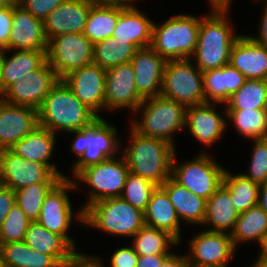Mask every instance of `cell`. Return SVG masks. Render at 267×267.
<instances>
[{
  "instance_id": "9a60e30c",
  "label": "cell",
  "mask_w": 267,
  "mask_h": 267,
  "mask_svg": "<svg viewBox=\"0 0 267 267\" xmlns=\"http://www.w3.org/2000/svg\"><path fill=\"white\" fill-rule=\"evenodd\" d=\"M58 80L53 68L46 61L40 68L25 74L8 86L4 90L2 100L38 109Z\"/></svg>"
},
{
  "instance_id": "6da1fadb",
  "label": "cell",
  "mask_w": 267,
  "mask_h": 267,
  "mask_svg": "<svg viewBox=\"0 0 267 267\" xmlns=\"http://www.w3.org/2000/svg\"><path fill=\"white\" fill-rule=\"evenodd\" d=\"M210 11L201 17L194 58H190L202 72L228 65L231 47L240 36L229 18L230 10Z\"/></svg>"
},
{
  "instance_id": "7a4b0ae2",
  "label": "cell",
  "mask_w": 267,
  "mask_h": 267,
  "mask_svg": "<svg viewBox=\"0 0 267 267\" xmlns=\"http://www.w3.org/2000/svg\"><path fill=\"white\" fill-rule=\"evenodd\" d=\"M129 145L121 149L130 173L161 186L172 174L176 147L167 141L143 136L130 125Z\"/></svg>"
},
{
  "instance_id": "bcb514c9",
  "label": "cell",
  "mask_w": 267,
  "mask_h": 267,
  "mask_svg": "<svg viewBox=\"0 0 267 267\" xmlns=\"http://www.w3.org/2000/svg\"><path fill=\"white\" fill-rule=\"evenodd\" d=\"M245 80L244 75L230 64L224 66L225 103L243 86Z\"/></svg>"
},
{
  "instance_id": "d6986e66",
  "label": "cell",
  "mask_w": 267,
  "mask_h": 267,
  "mask_svg": "<svg viewBox=\"0 0 267 267\" xmlns=\"http://www.w3.org/2000/svg\"><path fill=\"white\" fill-rule=\"evenodd\" d=\"M38 126V109L0 100V151L11 149Z\"/></svg>"
},
{
  "instance_id": "836d02e7",
  "label": "cell",
  "mask_w": 267,
  "mask_h": 267,
  "mask_svg": "<svg viewBox=\"0 0 267 267\" xmlns=\"http://www.w3.org/2000/svg\"><path fill=\"white\" fill-rule=\"evenodd\" d=\"M137 50L133 43L117 40L112 36L94 45L93 63L108 70L120 64L130 63Z\"/></svg>"
},
{
  "instance_id": "484cf974",
  "label": "cell",
  "mask_w": 267,
  "mask_h": 267,
  "mask_svg": "<svg viewBox=\"0 0 267 267\" xmlns=\"http://www.w3.org/2000/svg\"><path fill=\"white\" fill-rule=\"evenodd\" d=\"M144 222L146 226L168 232L182 243V223L167 193L160 186L151 195L144 212Z\"/></svg>"
},
{
  "instance_id": "7bdbcfd3",
  "label": "cell",
  "mask_w": 267,
  "mask_h": 267,
  "mask_svg": "<svg viewBox=\"0 0 267 267\" xmlns=\"http://www.w3.org/2000/svg\"><path fill=\"white\" fill-rule=\"evenodd\" d=\"M205 102L225 104L224 66L203 72Z\"/></svg>"
},
{
  "instance_id": "cb8c5ba5",
  "label": "cell",
  "mask_w": 267,
  "mask_h": 267,
  "mask_svg": "<svg viewBox=\"0 0 267 267\" xmlns=\"http://www.w3.org/2000/svg\"><path fill=\"white\" fill-rule=\"evenodd\" d=\"M153 22L137 5L119 3V19L112 36L129 41L138 49L150 47Z\"/></svg>"
},
{
  "instance_id": "ac0fdd59",
  "label": "cell",
  "mask_w": 267,
  "mask_h": 267,
  "mask_svg": "<svg viewBox=\"0 0 267 267\" xmlns=\"http://www.w3.org/2000/svg\"><path fill=\"white\" fill-rule=\"evenodd\" d=\"M62 80L83 104L102 117V110H105V69L93 63L69 73Z\"/></svg>"
},
{
  "instance_id": "2e32d148",
  "label": "cell",
  "mask_w": 267,
  "mask_h": 267,
  "mask_svg": "<svg viewBox=\"0 0 267 267\" xmlns=\"http://www.w3.org/2000/svg\"><path fill=\"white\" fill-rule=\"evenodd\" d=\"M143 100L136 89L131 63L120 64L106 70L104 112L127 108L134 113Z\"/></svg>"
},
{
  "instance_id": "91938a15",
  "label": "cell",
  "mask_w": 267,
  "mask_h": 267,
  "mask_svg": "<svg viewBox=\"0 0 267 267\" xmlns=\"http://www.w3.org/2000/svg\"><path fill=\"white\" fill-rule=\"evenodd\" d=\"M134 2H136V0H116V3H121L125 5H135L136 3Z\"/></svg>"
},
{
  "instance_id": "44dd1931",
  "label": "cell",
  "mask_w": 267,
  "mask_h": 267,
  "mask_svg": "<svg viewBox=\"0 0 267 267\" xmlns=\"http://www.w3.org/2000/svg\"><path fill=\"white\" fill-rule=\"evenodd\" d=\"M94 4L90 0H65L43 20L47 40L58 35L83 33Z\"/></svg>"
},
{
  "instance_id": "83f0119b",
  "label": "cell",
  "mask_w": 267,
  "mask_h": 267,
  "mask_svg": "<svg viewBox=\"0 0 267 267\" xmlns=\"http://www.w3.org/2000/svg\"><path fill=\"white\" fill-rule=\"evenodd\" d=\"M0 51L1 84L5 90L25 74L40 68L46 61L47 51L37 50ZM11 53V56L8 54ZM9 56V57H8Z\"/></svg>"
},
{
  "instance_id": "f5cc1de1",
  "label": "cell",
  "mask_w": 267,
  "mask_h": 267,
  "mask_svg": "<svg viewBox=\"0 0 267 267\" xmlns=\"http://www.w3.org/2000/svg\"><path fill=\"white\" fill-rule=\"evenodd\" d=\"M160 267H190L186 254L171 253Z\"/></svg>"
},
{
  "instance_id": "f546056e",
  "label": "cell",
  "mask_w": 267,
  "mask_h": 267,
  "mask_svg": "<svg viewBox=\"0 0 267 267\" xmlns=\"http://www.w3.org/2000/svg\"><path fill=\"white\" fill-rule=\"evenodd\" d=\"M23 241L37 252L52 255L60 264L68 262L75 250L61 235L50 232L37 221L29 224Z\"/></svg>"
},
{
  "instance_id": "e575fe53",
  "label": "cell",
  "mask_w": 267,
  "mask_h": 267,
  "mask_svg": "<svg viewBox=\"0 0 267 267\" xmlns=\"http://www.w3.org/2000/svg\"><path fill=\"white\" fill-rule=\"evenodd\" d=\"M222 185L229 191L235 209L241 213L258 204L260 185L242 173L225 170Z\"/></svg>"
},
{
  "instance_id": "e7e4bbea",
  "label": "cell",
  "mask_w": 267,
  "mask_h": 267,
  "mask_svg": "<svg viewBox=\"0 0 267 267\" xmlns=\"http://www.w3.org/2000/svg\"><path fill=\"white\" fill-rule=\"evenodd\" d=\"M0 267H7L0 258Z\"/></svg>"
},
{
  "instance_id": "60d3db41",
  "label": "cell",
  "mask_w": 267,
  "mask_h": 267,
  "mask_svg": "<svg viewBox=\"0 0 267 267\" xmlns=\"http://www.w3.org/2000/svg\"><path fill=\"white\" fill-rule=\"evenodd\" d=\"M31 222L20 206L15 203L0 225V245L22 242Z\"/></svg>"
},
{
  "instance_id": "4fadbf2b",
  "label": "cell",
  "mask_w": 267,
  "mask_h": 267,
  "mask_svg": "<svg viewBox=\"0 0 267 267\" xmlns=\"http://www.w3.org/2000/svg\"><path fill=\"white\" fill-rule=\"evenodd\" d=\"M66 174H55L46 164L27 161L11 149L0 151V184L14 192L37 183H58Z\"/></svg>"
},
{
  "instance_id": "11a10c76",
  "label": "cell",
  "mask_w": 267,
  "mask_h": 267,
  "mask_svg": "<svg viewBox=\"0 0 267 267\" xmlns=\"http://www.w3.org/2000/svg\"><path fill=\"white\" fill-rule=\"evenodd\" d=\"M258 205L267 213V181L260 184Z\"/></svg>"
},
{
  "instance_id": "6f0895ef",
  "label": "cell",
  "mask_w": 267,
  "mask_h": 267,
  "mask_svg": "<svg viewBox=\"0 0 267 267\" xmlns=\"http://www.w3.org/2000/svg\"><path fill=\"white\" fill-rule=\"evenodd\" d=\"M21 5V0H0V6L16 7Z\"/></svg>"
},
{
  "instance_id": "f1b7e54d",
  "label": "cell",
  "mask_w": 267,
  "mask_h": 267,
  "mask_svg": "<svg viewBox=\"0 0 267 267\" xmlns=\"http://www.w3.org/2000/svg\"><path fill=\"white\" fill-rule=\"evenodd\" d=\"M238 216L229 191L221 185L206 201V216L202 226H207L206 230L212 232L231 234Z\"/></svg>"
},
{
  "instance_id": "e0dca14e",
  "label": "cell",
  "mask_w": 267,
  "mask_h": 267,
  "mask_svg": "<svg viewBox=\"0 0 267 267\" xmlns=\"http://www.w3.org/2000/svg\"><path fill=\"white\" fill-rule=\"evenodd\" d=\"M218 103L205 102L199 105L187 106L186 110V125L188 131L193 139L203 144L204 147H212L218 142L227 126V112L226 107L224 112L220 114L216 109ZM225 114V115H224Z\"/></svg>"
},
{
  "instance_id": "94428289",
  "label": "cell",
  "mask_w": 267,
  "mask_h": 267,
  "mask_svg": "<svg viewBox=\"0 0 267 267\" xmlns=\"http://www.w3.org/2000/svg\"><path fill=\"white\" fill-rule=\"evenodd\" d=\"M94 3H116V0H90Z\"/></svg>"
},
{
  "instance_id": "4dcf8cb0",
  "label": "cell",
  "mask_w": 267,
  "mask_h": 267,
  "mask_svg": "<svg viewBox=\"0 0 267 267\" xmlns=\"http://www.w3.org/2000/svg\"><path fill=\"white\" fill-rule=\"evenodd\" d=\"M230 235L237 250L241 243L255 241L260 246L267 236V213L258 204L239 213Z\"/></svg>"
},
{
  "instance_id": "d4e9b609",
  "label": "cell",
  "mask_w": 267,
  "mask_h": 267,
  "mask_svg": "<svg viewBox=\"0 0 267 267\" xmlns=\"http://www.w3.org/2000/svg\"><path fill=\"white\" fill-rule=\"evenodd\" d=\"M168 195L181 223L202 226L206 216V200L190 192L170 176L161 186Z\"/></svg>"
},
{
  "instance_id": "d590c367",
  "label": "cell",
  "mask_w": 267,
  "mask_h": 267,
  "mask_svg": "<svg viewBox=\"0 0 267 267\" xmlns=\"http://www.w3.org/2000/svg\"><path fill=\"white\" fill-rule=\"evenodd\" d=\"M227 124L234 125L243 138H267V109L226 110Z\"/></svg>"
},
{
  "instance_id": "7402d4cb",
  "label": "cell",
  "mask_w": 267,
  "mask_h": 267,
  "mask_svg": "<svg viewBox=\"0 0 267 267\" xmlns=\"http://www.w3.org/2000/svg\"><path fill=\"white\" fill-rule=\"evenodd\" d=\"M229 64L246 80H267V47L249 35H241L233 43Z\"/></svg>"
},
{
  "instance_id": "74e56055",
  "label": "cell",
  "mask_w": 267,
  "mask_h": 267,
  "mask_svg": "<svg viewBox=\"0 0 267 267\" xmlns=\"http://www.w3.org/2000/svg\"><path fill=\"white\" fill-rule=\"evenodd\" d=\"M224 105L226 110L267 109V80H245Z\"/></svg>"
},
{
  "instance_id": "816d5d0a",
  "label": "cell",
  "mask_w": 267,
  "mask_h": 267,
  "mask_svg": "<svg viewBox=\"0 0 267 267\" xmlns=\"http://www.w3.org/2000/svg\"><path fill=\"white\" fill-rule=\"evenodd\" d=\"M170 254L138 255L136 267H160Z\"/></svg>"
},
{
  "instance_id": "be15d7a7",
  "label": "cell",
  "mask_w": 267,
  "mask_h": 267,
  "mask_svg": "<svg viewBox=\"0 0 267 267\" xmlns=\"http://www.w3.org/2000/svg\"><path fill=\"white\" fill-rule=\"evenodd\" d=\"M58 267H74L69 261L61 263Z\"/></svg>"
},
{
  "instance_id": "ba28073f",
  "label": "cell",
  "mask_w": 267,
  "mask_h": 267,
  "mask_svg": "<svg viewBox=\"0 0 267 267\" xmlns=\"http://www.w3.org/2000/svg\"><path fill=\"white\" fill-rule=\"evenodd\" d=\"M128 174L127 161L121 153L119 157L108 158L101 163L82 169L74 178L71 175L65 178L72 179L76 189L80 191L81 182L90 189L86 202L81 207L84 210L97 201L120 197Z\"/></svg>"
},
{
  "instance_id": "8fae6325",
  "label": "cell",
  "mask_w": 267,
  "mask_h": 267,
  "mask_svg": "<svg viewBox=\"0 0 267 267\" xmlns=\"http://www.w3.org/2000/svg\"><path fill=\"white\" fill-rule=\"evenodd\" d=\"M203 72L189 59L168 60L161 96L185 106L205 103Z\"/></svg>"
},
{
  "instance_id": "5b68a950",
  "label": "cell",
  "mask_w": 267,
  "mask_h": 267,
  "mask_svg": "<svg viewBox=\"0 0 267 267\" xmlns=\"http://www.w3.org/2000/svg\"><path fill=\"white\" fill-rule=\"evenodd\" d=\"M117 129L116 125L99 117L85 129L67 132V135L72 133L74 136L70 148L72 153L76 154L74 156H77V161L70 166L73 178L82 169L121 154L122 144L120 136H117Z\"/></svg>"
},
{
  "instance_id": "ee69618b",
  "label": "cell",
  "mask_w": 267,
  "mask_h": 267,
  "mask_svg": "<svg viewBox=\"0 0 267 267\" xmlns=\"http://www.w3.org/2000/svg\"><path fill=\"white\" fill-rule=\"evenodd\" d=\"M65 0H21V5L26 11L42 21L52 13Z\"/></svg>"
},
{
  "instance_id": "277c9868",
  "label": "cell",
  "mask_w": 267,
  "mask_h": 267,
  "mask_svg": "<svg viewBox=\"0 0 267 267\" xmlns=\"http://www.w3.org/2000/svg\"><path fill=\"white\" fill-rule=\"evenodd\" d=\"M186 110L184 104L161 95L147 98L131 113L135 116L131 117L129 125L143 136L161 139L176 147L174 135L178 131L184 132Z\"/></svg>"
},
{
  "instance_id": "b9f144b4",
  "label": "cell",
  "mask_w": 267,
  "mask_h": 267,
  "mask_svg": "<svg viewBox=\"0 0 267 267\" xmlns=\"http://www.w3.org/2000/svg\"><path fill=\"white\" fill-rule=\"evenodd\" d=\"M248 170L241 172L246 178L259 185L267 181V138L252 139Z\"/></svg>"
},
{
  "instance_id": "f907efd6",
  "label": "cell",
  "mask_w": 267,
  "mask_h": 267,
  "mask_svg": "<svg viewBox=\"0 0 267 267\" xmlns=\"http://www.w3.org/2000/svg\"><path fill=\"white\" fill-rule=\"evenodd\" d=\"M265 2L264 7L262 8V14L259 18L258 26V36H251L257 43L267 47V0H262Z\"/></svg>"
},
{
  "instance_id": "9c48e42d",
  "label": "cell",
  "mask_w": 267,
  "mask_h": 267,
  "mask_svg": "<svg viewBox=\"0 0 267 267\" xmlns=\"http://www.w3.org/2000/svg\"><path fill=\"white\" fill-rule=\"evenodd\" d=\"M225 170L220 162L202 149L191 160L180 163L175 152L171 176L190 192L207 201L222 185Z\"/></svg>"
},
{
  "instance_id": "4316f807",
  "label": "cell",
  "mask_w": 267,
  "mask_h": 267,
  "mask_svg": "<svg viewBox=\"0 0 267 267\" xmlns=\"http://www.w3.org/2000/svg\"><path fill=\"white\" fill-rule=\"evenodd\" d=\"M57 137V134L49 129L38 126L30 134L19 140L11 150L27 161L33 160L46 164L55 174H63L50 161L58 141Z\"/></svg>"
},
{
  "instance_id": "d6a6232c",
  "label": "cell",
  "mask_w": 267,
  "mask_h": 267,
  "mask_svg": "<svg viewBox=\"0 0 267 267\" xmlns=\"http://www.w3.org/2000/svg\"><path fill=\"white\" fill-rule=\"evenodd\" d=\"M0 258L7 267H58L60 265L52 255L37 252L24 241L1 244Z\"/></svg>"
},
{
  "instance_id": "3957f363",
  "label": "cell",
  "mask_w": 267,
  "mask_h": 267,
  "mask_svg": "<svg viewBox=\"0 0 267 267\" xmlns=\"http://www.w3.org/2000/svg\"><path fill=\"white\" fill-rule=\"evenodd\" d=\"M99 116L83 104L63 80L51 88L38 108L39 126L58 134L85 129Z\"/></svg>"
},
{
  "instance_id": "603a6c76",
  "label": "cell",
  "mask_w": 267,
  "mask_h": 267,
  "mask_svg": "<svg viewBox=\"0 0 267 267\" xmlns=\"http://www.w3.org/2000/svg\"><path fill=\"white\" fill-rule=\"evenodd\" d=\"M48 40L43 21L34 17L22 6L13 7L12 28L5 50L47 51Z\"/></svg>"
},
{
  "instance_id": "5bb4252c",
  "label": "cell",
  "mask_w": 267,
  "mask_h": 267,
  "mask_svg": "<svg viewBox=\"0 0 267 267\" xmlns=\"http://www.w3.org/2000/svg\"><path fill=\"white\" fill-rule=\"evenodd\" d=\"M188 242L186 256L190 267H229L237 252L228 233L205 229L193 234Z\"/></svg>"
},
{
  "instance_id": "8992f818",
  "label": "cell",
  "mask_w": 267,
  "mask_h": 267,
  "mask_svg": "<svg viewBox=\"0 0 267 267\" xmlns=\"http://www.w3.org/2000/svg\"><path fill=\"white\" fill-rule=\"evenodd\" d=\"M201 17L171 15L163 23L153 22L151 48L168 60L189 59L195 52Z\"/></svg>"
},
{
  "instance_id": "ffe728a7",
  "label": "cell",
  "mask_w": 267,
  "mask_h": 267,
  "mask_svg": "<svg viewBox=\"0 0 267 267\" xmlns=\"http://www.w3.org/2000/svg\"><path fill=\"white\" fill-rule=\"evenodd\" d=\"M130 63L138 94L143 99L159 96L167 60L151 47H145L136 51Z\"/></svg>"
},
{
  "instance_id": "9f6ffc18",
  "label": "cell",
  "mask_w": 267,
  "mask_h": 267,
  "mask_svg": "<svg viewBox=\"0 0 267 267\" xmlns=\"http://www.w3.org/2000/svg\"><path fill=\"white\" fill-rule=\"evenodd\" d=\"M259 247L260 248L256 259H267V236L264 238Z\"/></svg>"
},
{
  "instance_id": "680465c9",
  "label": "cell",
  "mask_w": 267,
  "mask_h": 267,
  "mask_svg": "<svg viewBox=\"0 0 267 267\" xmlns=\"http://www.w3.org/2000/svg\"><path fill=\"white\" fill-rule=\"evenodd\" d=\"M252 265L254 267H267V259H256Z\"/></svg>"
},
{
  "instance_id": "681fc988",
  "label": "cell",
  "mask_w": 267,
  "mask_h": 267,
  "mask_svg": "<svg viewBox=\"0 0 267 267\" xmlns=\"http://www.w3.org/2000/svg\"><path fill=\"white\" fill-rule=\"evenodd\" d=\"M15 203V192L9 187L0 184V225Z\"/></svg>"
},
{
  "instance_id": "1f68e13d",
  "label": "cell",
  "mask_w": 267,
  "mask_h": 267,
  "mask_svg": "<svg viewBox=\"0 0 267 267\" xmlns=\"http://www.w3.org/2000/svg\"><path fill=\"white\" fill-rule=\"evenodd\" d=\"M119 19V3H95L88 14L83 34L95 45L112 37Z\"/></svg>"
},
{
  "instance_id": "f6af8a7d",
  "label": "cell",
  "mask_w": 267,
  "mask_h": 267,
  "mask_svg": "<svg viewBox=\"0 0 267 267\" xmlns=\"http://www.w3.org/2000/svg\"><path fill=\"white\" fill-rule=\"evenodd\" d=\"M131 246V247H130ZM119 247L110 256V267H136L138 254L132 245Z\"/></svg>"
},
{
  "instance_id": "ab89813d",
  "label": "cell",
  "mask_w": 267,
  "mask_h": 267,
  "mask_svg": "<svg viewBox=\"0 0 267 267\" xmlns=\"http://www.w3.org/2000/svg\"><path fill=\"white\" fill-rule=\"evenodd\" d=\"M157 187L158 185L153 181L129 172L120 198L145 212L151 195Z\"/></svg>"
},
{
  "instance_id": "6125c7cd",
  "label": "cell",
  "mask_w": 267,
  "mask_h": 267,
  "mask_svg": "<svg viewBox=\"0 0 267 267\" xmlns=\"http://www.w3.org/2000/svg\"><path fill=\"white\" fill-rule=\"evenodd\" d=\"M4 95V90L2 88V84H1V72H0V100H2Z\"/></svg>"
},
{
  "instance_id": "c3c4849f",
  "label": "cell",
  "mask_w": 267,
  "mask_h": 267,
  "mask_svg": "<svg viewBox=\"0 0 267 267\" xmlns=\"http://www.w3.org/2000/svg\"><path fill=\"white\" fill-rule=\"evenodd\" d=\"M103 257H100L99 255L92 254L91 256L89 254H85L78 251V249H75L69 259V262L74 267H106L103 265L102 262Z\"/></svg>"
},
{
  "instance_id": "8d00e7d4",
  "label": "cell",
  "mask_w": 267,
  "mask_h": 267,
  "mask_svg": "<svg viewBox=\"0 0 267 267\" xmlns=\"http://www.w3.org/2000/svg\"><path fill=\"white\" fill-rule=\"evenodd\" d=\"M132 241L138 255L171 254V248L180 244L168 232L146 225L132 237Z\"/></svg>"
},
{
  "instance_id": "52a82bcc",
  "label": "cell",
  "mask_w": 267,
  "mask_h": 267,
  "mask_svg": "<svg viewBox=\"0 0 267 267\" xmlns=\"http://www.w3.org/2000/svg\"><path fill=\"white\" fill-rule=\"evenodd\" d=\"M83 225L114 236L133 237L144 225V212L120 197L106 198L87 206Z\"/></svg>"
},
{
  "instance_id": "7c38bea8",
  "label": "cell",
  "mask_w": 267,
  "mask_h": 267,
  "mask_svg": "<svg viewBox=\"0 0 267 267\" xmlns=\"http://www.w3.org/2000/svg\"><path fill=\"white\" fill-rule=\"evenodd\" d=\"M47 62L59 80L93 64L94 44L83 33L64 34L48 40Z\"/></svg>"
},
{
  "instance_id": "7dc6e473",
  "label": "cell",
  "mask_w": 267,
  "mask_h": 267,
  "mask_svg": "<svg viewBox=\"0 0 267 267\" xmlns=\"http://www.w3.org/2000/svg\"><path fill=\"white\" fill-rule=\"evenodd\" d=\"M13 7L0 6V51L7 48L12 28Z\"/></svg>"
},
{
  "instance_id": "db71d44e",
  "label": "cell",
  "mask_w": 267,
  "mask_h": 267,
  "mask_svg": "<svg viewBox=\"0 0 267 267\" xmlns=\"http://www.w3.org/2000/svg\"><path fill=\"white\" fill-rule=\"evenodd\" d=\"M211 10H230L232 0H207Z\"/></svg>"
},
{
  "instance_id": "f35d334b",
  "label": "cell",
  "mask_w": 267,
  "mask_h": 267,
  "mask_svg": "<svg viewBox=\"0 0 267 267\" xmlns=\"http://www.w3.org/2000/svg\"><path fill=\"white\" fill-rule=\"evenodd\" d=\"M57 183H37L15 191L16 203L33 222L37 221L46 195Z\"/></svg>"
},
{
  "instance_id": "30bf717a",
  "label": "cell",
  "mask_w": 267,
  "mask_h": 267,
  "mask_svg": "<svg viewBox=\"0 0 267 267\" xmlns=\"http://www.w3.org/2000/svg\"><path fill=\"white\" fill-rule=\"evenodd\" d=\"M72 190H77L74 181L62 178L46 195L37 222L50 232L61 235L74 249H77V244L69 231L75 220L77 221L75 223L83 225L84 212L81 206L73 212L74 208L68 195V191Z\"/></svg>"
}]
</instances>
